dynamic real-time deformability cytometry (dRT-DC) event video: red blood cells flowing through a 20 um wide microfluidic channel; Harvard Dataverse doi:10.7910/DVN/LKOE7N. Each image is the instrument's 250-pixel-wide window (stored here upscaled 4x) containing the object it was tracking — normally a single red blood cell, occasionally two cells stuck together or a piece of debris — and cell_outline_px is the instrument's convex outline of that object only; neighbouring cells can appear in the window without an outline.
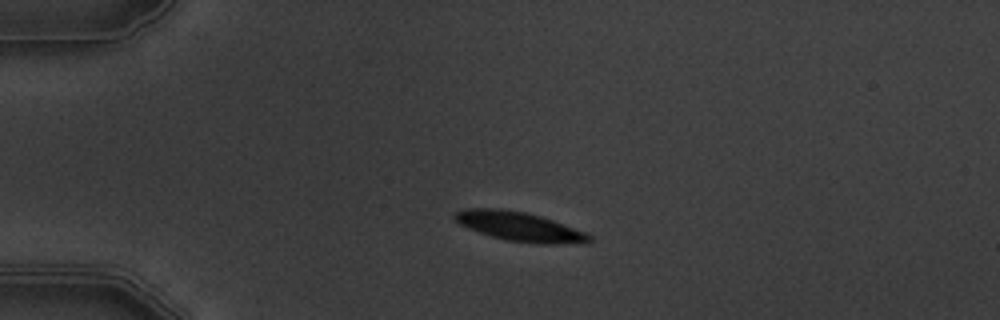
{"species": "common noctule bat (a hibernating species)", "species_latin": "Nyctalus noctula", "temperature_condition": "warm", "stored_images_in_passage": 5, "camera_frame_rate_fps": 3000, "um_per_image_px": 0.085, "animal": {"sex": "male", "body_mass_g": 19.5, "forearm_length_mm": 54.6}, "frame": {"image": 1, "passage_image": 3, "time_ms": 3.0, "image_size_px": [1000, 320], "cell_outline_px": [[592, 240], [556, 244], [536, 244], [508, 240], [492, 236], [468, 228], [452, 220], [452, 216], [456, 212], [468, 208], [504, 208], [524, 212], [540, 216], [588, 232], [592, 236]], "centroid_in_image_um": [44.12, 19.24], "position_along_channel_um": 40.9, "area_um2": 22.77}}